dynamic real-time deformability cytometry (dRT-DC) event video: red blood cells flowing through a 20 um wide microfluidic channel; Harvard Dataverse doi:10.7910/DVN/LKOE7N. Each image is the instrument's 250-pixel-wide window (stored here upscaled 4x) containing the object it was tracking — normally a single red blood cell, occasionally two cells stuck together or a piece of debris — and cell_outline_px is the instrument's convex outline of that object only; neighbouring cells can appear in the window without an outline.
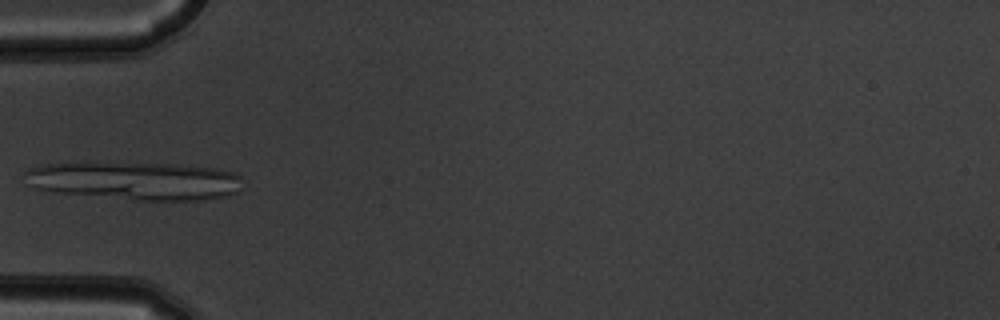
{"species": "common noctule bat (a hibernating species)", "species_latin": "Nyctalus noctula", "temperature_condition": "warm", "stored_images_in_passage": 6, "camera_frame_rate_fps": 3000, "um_per_image_px": 0.085, "animal": {"sex": "male", "body_mass_g": 19.5, "forearm_length_mm": 54.6}, "frame": {"image": 1, "passage_image": 5, "time_ms": 1.333, "image_size_px": [1000, 320], "cell_outline_px": [[240, 176], [236, 192], [228, 196], [204, 200], [140, 200], [56, 192], [36, 188], [32, 184], [24, 172], [28, 168], [36, 164], [64, 160], [108, 160], [176, 164], [216, 168], [236, 172]], "centroid_in_image_um": [11.36, 15.29], "position_along_channel_um": 73.6, "area_um2": 50.11}}